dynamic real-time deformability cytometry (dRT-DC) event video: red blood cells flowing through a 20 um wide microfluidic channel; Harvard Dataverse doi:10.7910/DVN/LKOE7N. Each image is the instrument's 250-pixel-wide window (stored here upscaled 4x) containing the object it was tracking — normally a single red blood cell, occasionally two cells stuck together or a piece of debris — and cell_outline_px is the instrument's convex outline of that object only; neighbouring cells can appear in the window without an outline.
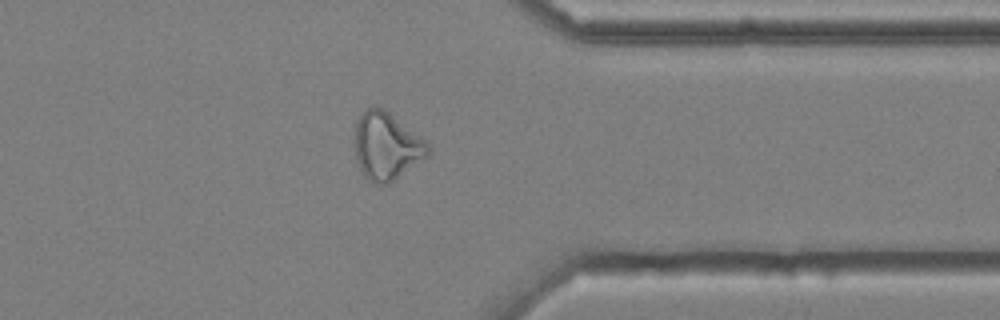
{"species": "common noctule bat (a hibernating species)", "species_latin": "Nyctalus noctula", "temperature_condition": "cold", "stored_images_in_passage": 49, "camera_frame_rate_fps": 3000, "um_per_image_px": 0.085, "animal": {"sex": "male", "body_mass_g": 20.4}, "frame": {"image": 1, "passage_image": 42, "time_ms": 13.667, "image_size_px": [1000, 320], "cell_outline_px": [[432, 152], [428, 156], [388, 184], [380, 184], [368, 180], [364, 176], [356, 160], [352, 140], [356, 120], [372, 104], [376, 104], [384, 108], [428, 140], [432, 148]], "centroid_in_image_um": [32.86, 12.37], "position_along_channel_um": 378.5, "area_um2": 29.77}, "authors_computed_cell_mechanics": {"area_um2": 29.5936, "velocity_mm_per_s": 3.726, "shape_relaxation_time_tau1_ms": null, "shape_relaxation_time_tau2_ms": 1.9944, "deformation_change_tau1": null, "deformation_change_tau2": 0.1097}}